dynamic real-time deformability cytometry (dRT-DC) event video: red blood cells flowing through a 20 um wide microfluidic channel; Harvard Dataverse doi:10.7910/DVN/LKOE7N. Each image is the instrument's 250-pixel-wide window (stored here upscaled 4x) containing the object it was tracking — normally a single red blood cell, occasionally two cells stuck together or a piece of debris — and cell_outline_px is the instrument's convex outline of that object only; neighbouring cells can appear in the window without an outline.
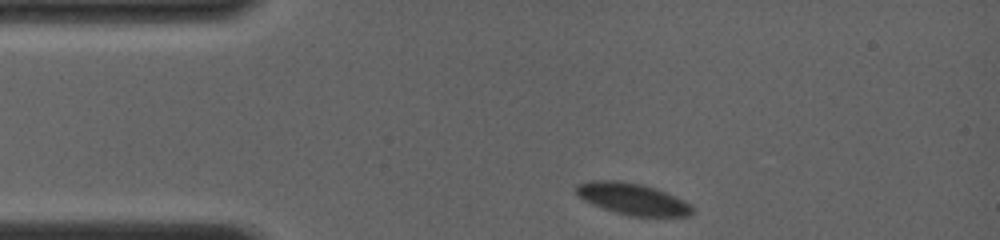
{"species": "common noctule bat (a hibernating species)", "species_latin": "Nyctalus noctula", "temperature_condition": "room temperature", "stored_images_in_passage": 36, "segment_of_instrument_passage": [1, 2], "camera_frame_rate_fps": 4000, "um_per_image_px": 0.085, "animal": {"sex": "female", "body_mass_g": 19.0, "forearm_length_mm": 56.7}, "frame": {"image": 1, "passage_image": 1, "time_ms": 0.0, "image_size_px": [1000, 240], "cell_outline_px": [[692, 216], [628, 216], [592, 204], [576, 196], [576, 184], [588, 180], [620, 180], [640, 184], [656, 188], [684, 200], [692, 204]], "centroid_in_image_um": [53.74, 16.9], "position_along_channel_um": 31.3, "area_um2": 21.5}}
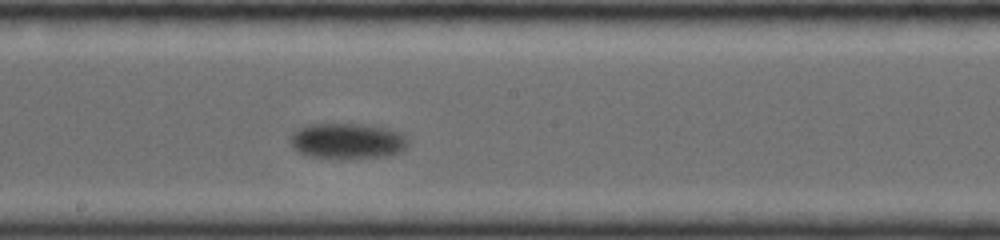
{"frame": {"image": 2, "passage_image": 12, "time_ms": 6.75, "image_size_px": [1000, 240], "cell_outline_px": [[408, 144], [400, 152], [388, 156], [308, 156], [292, 148], [292, 132], [300, 128], [312, 124], [380, 124], [400, 132], [408, 140]], "centroid_in_image_um": [29.59, 11.93], "position_along_channel_um": 218.6, "area_um2": 23.93}}
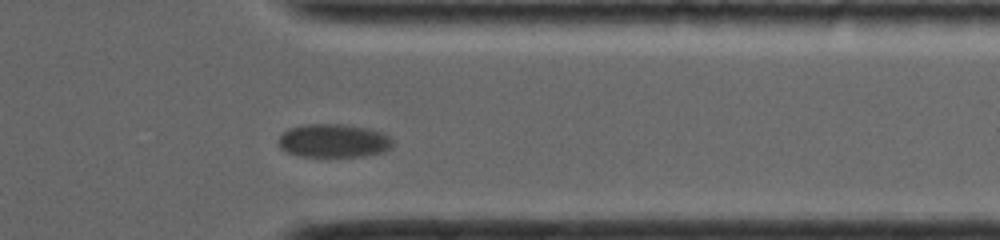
{"frame": {"image": 3, "passage_image": 26, "time_ms": 11.5, "image_size_px": [1000, 240], "cell_outline_px": [[392, 148], [384, 152], [364, 156], [300, 156], [288, 152], [280, 148], [280, 136], [288, 128], [304, 124], [344, 124], [368, 128], [384, 132], [392, 140]], "centroid_in_image_um": [28.4, 11.95], "position_along_channel_um": 383.0, "area_um2": 22.31}}